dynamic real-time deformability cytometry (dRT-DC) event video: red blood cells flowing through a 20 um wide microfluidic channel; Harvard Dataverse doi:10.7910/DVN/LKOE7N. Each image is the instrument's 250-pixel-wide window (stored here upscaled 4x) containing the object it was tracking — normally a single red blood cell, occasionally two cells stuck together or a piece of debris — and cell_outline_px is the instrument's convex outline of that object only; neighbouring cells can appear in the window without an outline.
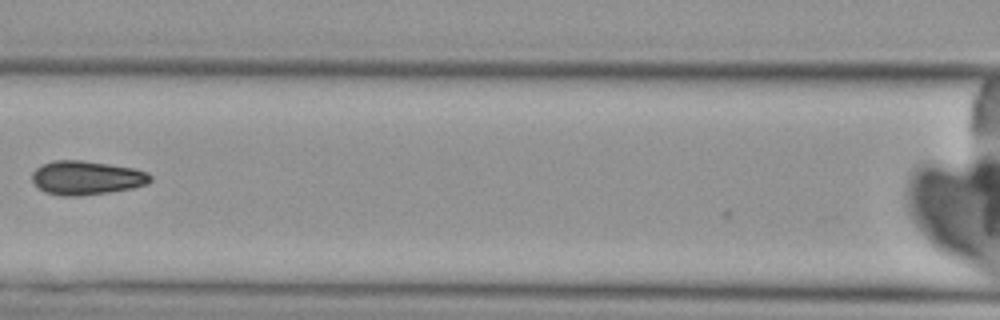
{"species": "Egyptian fruit bat (a non-hibernating species)", "species_latin": "Rousettus aegyptiacus", "temperature_condition": "cold", "stored_images_in_passage": 8, "camera_frame_rate_fps": 3000, "um_per_image_px": 0.085, "animal": {"sex": "female"}, "frame": {"image": 1, "passage_image": 7, "time_ms": 8.0, "image_size_px": [1000, 320], "cell_outline_px": [[152, 180], [148, 184], [132, 188], [108, 192], [80, 196], [60, 196], [44, 192], [32, 180], [32, 172], [40, 164], [52, 160], [80, 160], [136, 168], [148, 172], [152, 176]], "centroid_in_image_um": [7.36, 15.11], "position_along_channel_um": 159.2, "area_um2": 23.58}}